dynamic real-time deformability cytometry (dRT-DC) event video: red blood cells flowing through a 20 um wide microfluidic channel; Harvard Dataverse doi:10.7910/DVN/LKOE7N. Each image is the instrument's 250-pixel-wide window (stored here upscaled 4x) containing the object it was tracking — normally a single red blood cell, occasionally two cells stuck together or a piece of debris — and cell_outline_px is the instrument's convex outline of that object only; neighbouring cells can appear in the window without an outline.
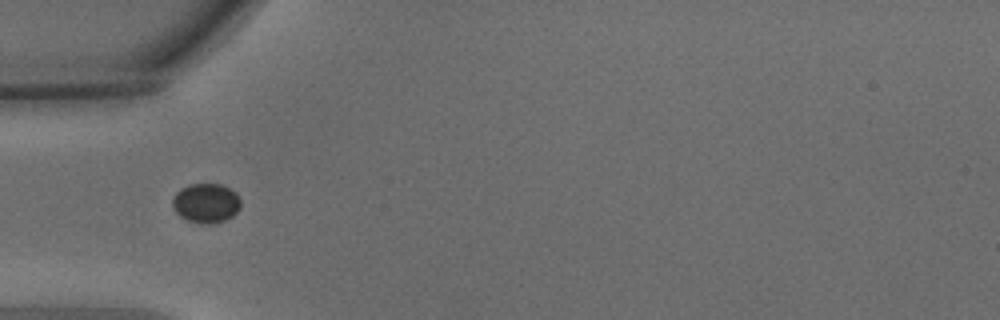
{"species": "common noctule bat (a hibernating species)", "species_latin": "Nyctalus noctula", "temperature_condition": "warm", "stored_images_in_passage": 39, "camera_frame_rate_fps": 3000, "um_per_image_px": 0.085, "animal": {"sex": "male", "body_mass_g": 15.6}, "frame": {"image": 1, "passage_image": 1, "time_ms": 0.0, "image_size_px": [1000, 320], "cell_outline_px": [[240, 208], [232, 216], [224, 220], [212, 224], [200, 224], [188, 220], [180, 216], [176, 212], [172, 204], [172, 200], [176, 192], [180, 188], [188, 184], [220, 184], [236, 192], [240, 200]], "centroid_in_image_um": [17.5, 17.26], "position_along_channel_um": 67.5, "area_um2": 15.72}}
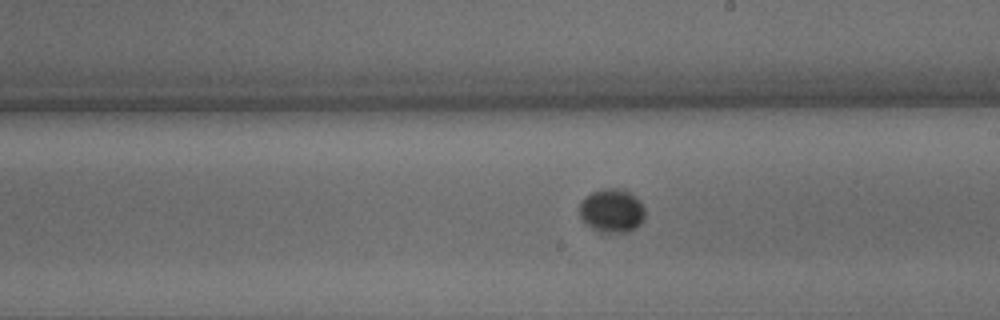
{"frame": {"image": 2, "passage_image": 15, "time_ms": 4.667, "image_size_px": [1000, 320], "cell_outline_px": [[644, 220], [636, 228], [628, 232], [600, 232], [592, 228], [580, 216], [580, 204], [584, 196], [600, 188], [616, 188], [628, 192], [644, 208]], "centroid_in_image_um": [51.98, 17.91], "position_along_channel_um": 237.0, "area_um2": 16.42}}
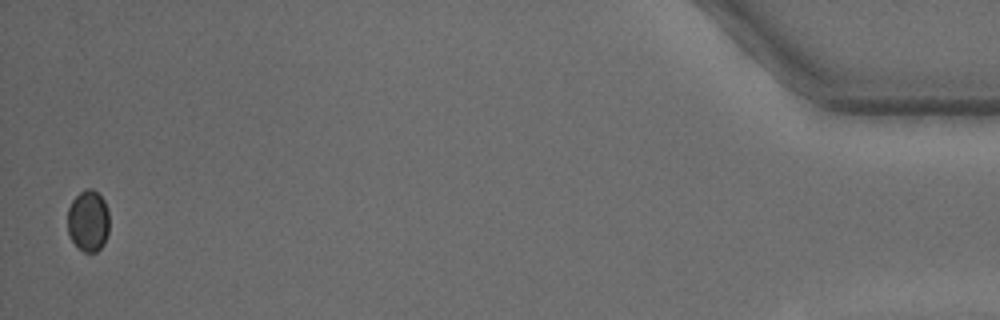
{"frame": {"image": 3, "passage_image": 38, "time_ms": 12.333, "image_size_px": [1000, 320], "cell_outline_px": [[108, 232], [104, 244], [96, 252], [84, 252], [72, 240], [68, 232], [68, 208], [72, 200], [80, 192], [88, 188], [92, 188], [104, 200], [108, 212]], "centroid_in_image_um": [7.5, 18.77], "position_along_channel_um": 427.7, "area_um2": 14.8}, "authors_computed_cell_mechanics": {"area_um2": 15.7216, "velocity_mm_per_s": 3.6259, "shape_relaxation_time_tau1_ms": 3.8172, "shape_relaxation_time_tau2_ms": null, "deformation_change_tau1": 0.031, "deformation_change_tau2": null}}